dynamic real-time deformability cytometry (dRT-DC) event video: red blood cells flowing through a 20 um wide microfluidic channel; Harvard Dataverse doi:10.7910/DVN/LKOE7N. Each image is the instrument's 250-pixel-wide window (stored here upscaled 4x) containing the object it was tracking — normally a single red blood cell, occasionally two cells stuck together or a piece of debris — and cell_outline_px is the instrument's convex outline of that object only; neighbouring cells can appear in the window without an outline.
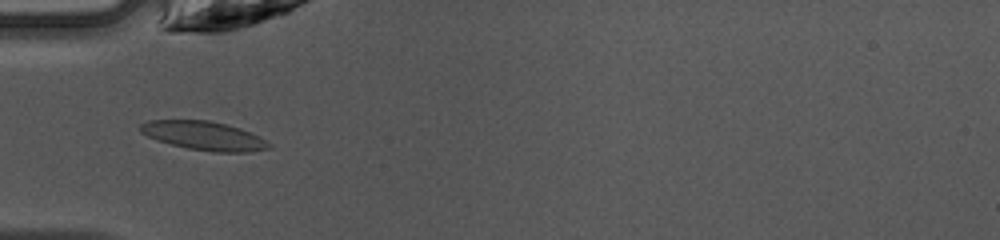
{"species": "common noctule bat (a hibernating species)", "species_latin": "Nyctalus noctula", "temperature_condition": "warm", "stored_images_in_passage": 33, "camera_frame_rate_fps": 3000, "um_per_image_px": 0.085, "animal": {"sex": "female", "body_mass_g": 10.0, "forearm_length_mm": 53.1}, "frame": {"image": 1, "passage_image": 1, "time_ms": 0.0, "image_size_px": [1000, 240], "cell_outline_px": [[272, 148], [248, 152], [216, 152], [188, 148], [156, 140], [140, 132], [140, 124], [148, 120], [208, 120], [240, 128], [272, 144]], "centroid_in_image_um": [17.31, 11.54], "position_along_channel_um": 67.7, "area_um2": 21.33}}
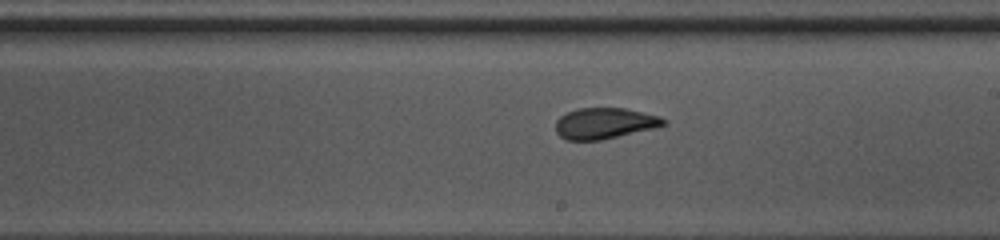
{"frame": {"image": 2, "passage_image": 13, "time_ms": 4.0, "image_size_px": [1000, 240], "cell_outline_px": [[668, 124], [652, 128], [600, 140], [564, 140], [556, 132], [556, 120], [560, 116], [576, 108], [624, 108], [660, 116], [668, 120]], "centroid_in_image_um": [51.37, 10.47], "position_along_channel_um": 237.6, "area_um2": 19.42}}
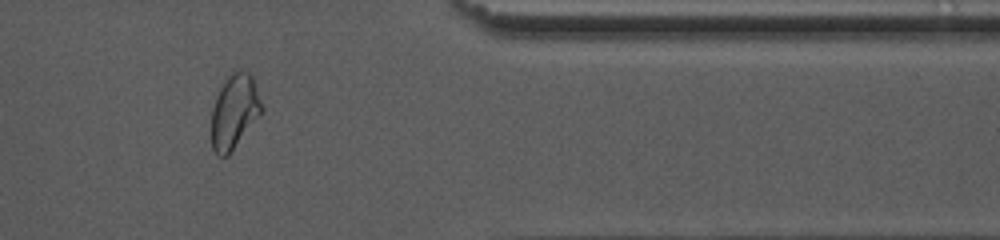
{"frame": {"image": 3, "passage_image": 25, "time_ms": 8.0, "image_size_px": [1000, 240], "cell_outline_px": [[264, 112], [232, 152], [228, 156], [216, 156], [212, 148], [212, 108], [216, 96], [224, 80], [232, 72], [240, 68], [248, 72], [252, 76], [264, 108]], "centroid_in_image_um": [19.95, 9.5], "position_along_channel_um": 391.5, "area_um2": 22.25}, "authors_computed_cell_mechanics": {"area_um2": 20.1144, "velocity_mm_per_s": 4.2442, "shape_relaxation_time_tau1_ms": null, "shape_relaxation_time_tau2_ms": 1.077, "deformation_change_tau1": null, "deformation_change_tau2": 0.062}}